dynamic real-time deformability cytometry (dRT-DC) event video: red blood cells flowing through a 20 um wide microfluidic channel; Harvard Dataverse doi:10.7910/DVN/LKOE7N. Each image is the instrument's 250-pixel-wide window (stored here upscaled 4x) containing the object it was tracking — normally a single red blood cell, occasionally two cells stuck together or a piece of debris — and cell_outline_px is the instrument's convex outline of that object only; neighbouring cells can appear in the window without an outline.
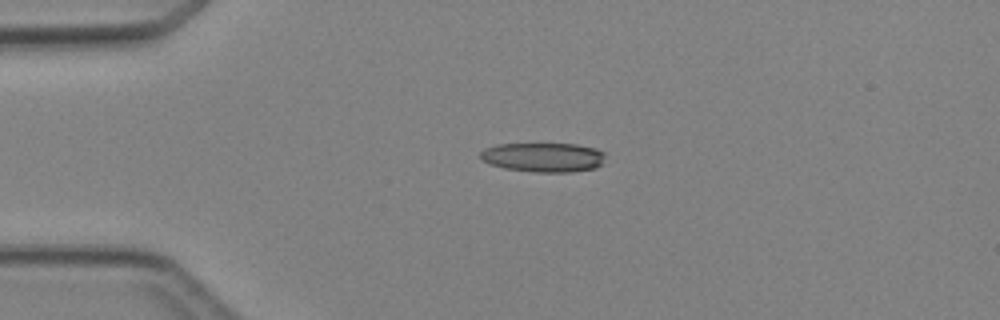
{"species": "Egyptian fruit bat (a non-hibernating species)", "species_latin": "Rousettus aegyptiacus", "temperature_condition": "cold", "stored_images_in_passage": 2, "camera_frame_rate_fps": 3000, "um_per_image_px": 0.085, "animal": {"sex": "female"}, "frame": {"image": 1, "passage_image": 1, "time_ms": 0.0, "image_size_px": [1000, 320], "cell_outline_px": [[604, 156], [600, 164], [596, 168], [572, 172], [532, 172], [504, 168], [488, 164], [480, 160], [480, 152], [484, 148], [496, 144], [576, 144], [596, 148], [604, 152]], "centroid_in_image_um": [46.14, 13.37], "position_along_channel_um": 38.9, "area_um2": 21.56}}